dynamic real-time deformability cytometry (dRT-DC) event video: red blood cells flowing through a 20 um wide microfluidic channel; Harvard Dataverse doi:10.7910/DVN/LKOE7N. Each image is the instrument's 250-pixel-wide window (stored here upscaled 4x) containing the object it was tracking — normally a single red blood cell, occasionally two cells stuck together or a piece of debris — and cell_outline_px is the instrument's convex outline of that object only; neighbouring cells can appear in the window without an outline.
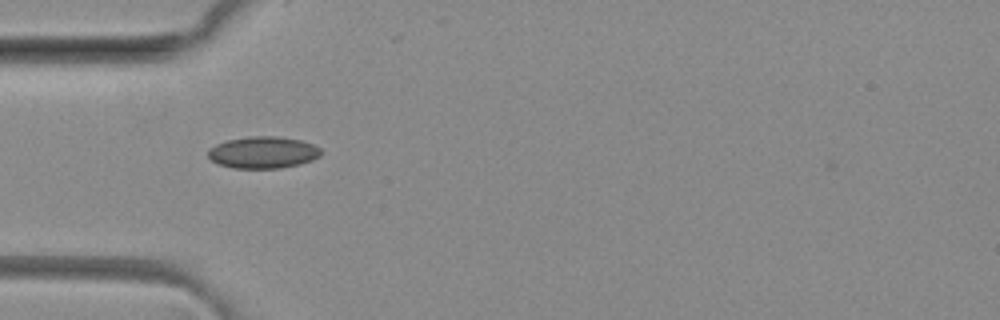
{"species": "common noctule bat (a hibernating species)", "species_latin": "Nyctalus noctula", "temperature_condition": "room temperature", "stored_images_in_passage": 36, "camera_frame_rate_fps": 3000, "um_per_image_px": 0.085, "animal": {"sex": "female", "body_mass_g": 29.2, "forearm_length_mm": 56.3}, "frame": {"image": 1, "passage_image": 1, "time_ms": 0.0, "image_size_px": [1000, 320], "cell_outline_px": [[320, 156], [312, 160], [300, 164], [280, 168], [232, 168], [220, 164], [212, 160], [208, 156], [208, 148], [216, 144], [228, 140], [252, 136], [276, 136], [300, 140], [312, 144], [320, 148]], "centroid_in_image_um": [22.35, 12.96], "position_along_channel_um": 62.6, "area_um2": 20.81}}
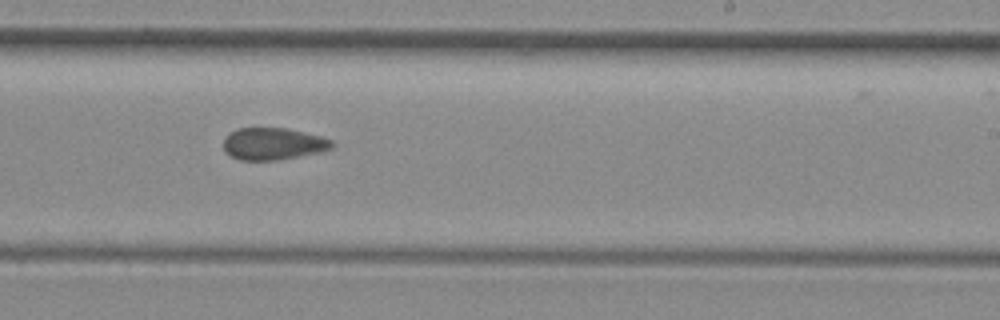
{"frame": {"image": 2, "passage_image": 16, "time_ms": 5.0, "image_size_px": [1000, 320], "cell_outline_px": [[336, 144], [332, 148], [320, 152], [280, 160], [240, 160], [224, 152], [224, 136], [228, 132], [236, 128], [288, 128], [320, 136], [332, 140]], "centroid_in_image_um": [23.2, 12.22], "position_along_channel_um": 265.8, "area_um2": 20.52}}
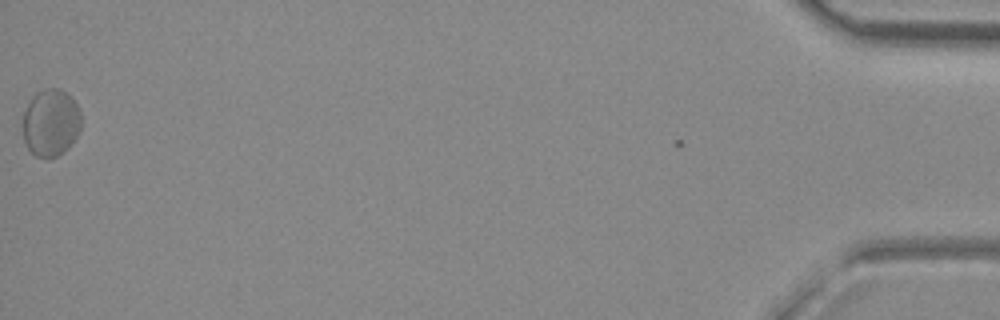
{"frame": {"image": 3, "passage_image": 36, "time_ms": 11.667, "image_size_px": [1000, 320], "cell_outline_px": [[80, 132], [68, 148], [64, 152], [56, 156], [44, 160], [36, 156], [28, 148], [24, 140], [24, 112], [32, 96], [36, 92], [44, 88], [60, 88], [76, 104], [80, 112]], "centroid_in_image_um": [4.31, 10.45], "position_along_channel_um": 430.9, "area_um2": 22.83}, "authors_computed_cell_mechanics": {"area_um2": 20.9236, "velocity_mm_per_s": 4.0925, "shape_relaxation_time_tau1_ms": null, "shape_relaxation_time_tau2_ms": 3.5615, "deformation_change_tau1": null, "deformation_change_tau2": 0.0958}}